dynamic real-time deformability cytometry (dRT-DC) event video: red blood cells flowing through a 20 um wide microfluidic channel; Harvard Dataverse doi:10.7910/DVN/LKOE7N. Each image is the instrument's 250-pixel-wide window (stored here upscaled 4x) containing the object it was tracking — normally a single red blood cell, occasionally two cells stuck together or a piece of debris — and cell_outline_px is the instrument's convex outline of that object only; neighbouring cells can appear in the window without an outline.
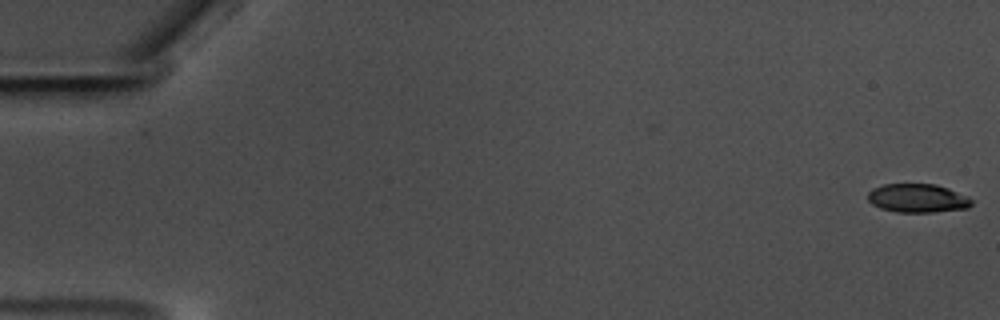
{"species": "common noctule bat (a hibernating species)", "species_latin": "Nyctalus noctula", "temperature_condition": "warm", "stored_images_in_passage": 59, "camera_frame_rate_fps": 3000, "um_per_image_px": 0.085, "animal": {"sex": "male", "body_mass_g": 17.5, "forearm_length_mm": 52.3}, "frame": {"image": 1, "passage_image": 1, "time_ms": 0.0, "image_size_px": [1000, 320], "cell_outline_px": [[972, 204], [968, 208], [932, 212], [896, 212], [880, 208], [872, 204], [868, 200], [868, 192], [872, 188], [884, 184], [936, 184], [948, 188], [968, 196], [972, 200]], "centroid_in_image_um": [77.99, 16.84], "position_along_channel_um": 7.0, "area_um2": 17.4}}
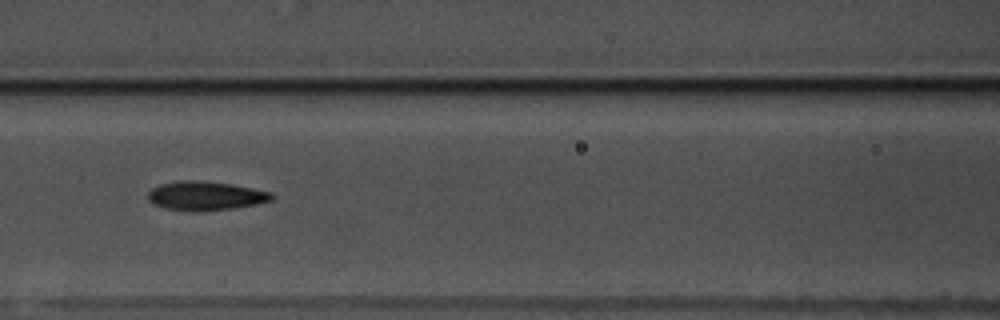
{"frame": {"image": 2, "passage_image": 27, "time_ms": 8.667, "image_size_px": [1000, 320], "cell_outline_px": [[276, 196], [272, 200], [256, 204], [228, 208], [196, 212], [192, 212], [164, 208], [152, 204], [148, 200], [148, 192], [152, 188], [160, 184], [180, 180], [192, 180], [232, 184], [272, 192]], "centroid_in_image_um": [17.44, 16.65], "position_along_channel_um": 149.2, "area_um2": 20.92}}
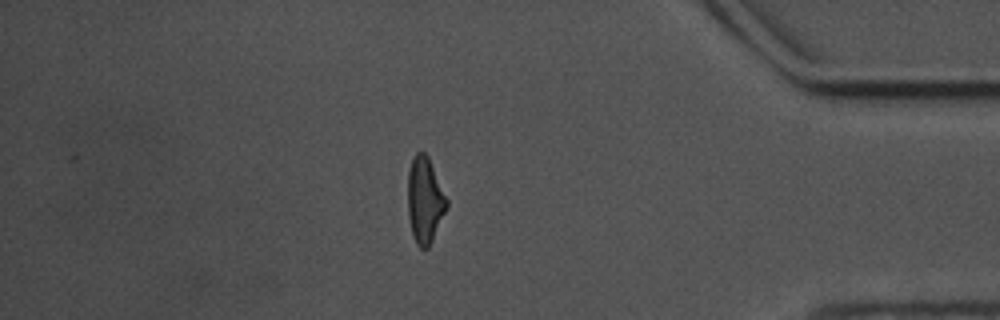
{"frame": {"image": 3, "passage_image": 51, "time_ms": 16.667, "image_size_px": [1000, 320], "cell_outline_px": [[448, 208], [428, 248], [420, 248], [416, 244], [412, 236], [408, 216], [408, 172], [412, 160], [416, 152], [424, 152], [428, 156], [448, 200]], "centroid_in_image_um": [36.11, 17.04], "position_along_channel_um": 399.1, "area_um2": 19.59}, "authors_computed_cell_mechanics": {"area_um2": 19.4208, "velocity_mm_per_s": 3.5343, "shape_relaxation_time_tau1_ms": 3.754, "shape_relaxation_time_tau2_ms": 2.6881, "deformation_change_tau1": 0.1598, "deformation_change_tau2": 0.1124}}